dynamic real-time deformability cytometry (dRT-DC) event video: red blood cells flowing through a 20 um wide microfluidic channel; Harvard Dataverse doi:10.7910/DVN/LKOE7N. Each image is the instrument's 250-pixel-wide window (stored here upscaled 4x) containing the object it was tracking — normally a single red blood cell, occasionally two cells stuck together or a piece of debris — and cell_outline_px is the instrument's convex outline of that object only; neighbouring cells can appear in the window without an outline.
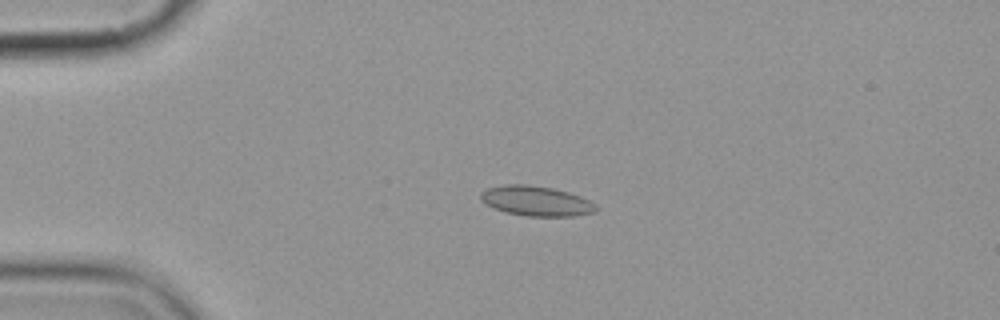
{"species": "common noctule bat (a hibernating species)", "species_latin": "Nyctalus noctula", "temperature_condition": "cold", "stored_images_in_passage": 4, "camera_frame_rate_fps": 3000, "um_per_image_px": 0.085, "animal": {"sex": "female", "body_mass_g": 19.9}, "frame": {"image": 1, "passage_image": 3, "time_ms": 2.333, "image_size_px": [1000, 320], "cell_outline_px": [[600, 208], [596, 212], [576, 216], [528, 216], [504, 212], [484, 204], [480, 200], [480, 192], [488, 188], [504, 184], [528, 184], [552, 188], [568, 192], [580, 196], [596, 204]], "centroid_in_image_um": [45.57, 17.08], "position_along_channel_um": 39.4, "area_um2": 20.4}}